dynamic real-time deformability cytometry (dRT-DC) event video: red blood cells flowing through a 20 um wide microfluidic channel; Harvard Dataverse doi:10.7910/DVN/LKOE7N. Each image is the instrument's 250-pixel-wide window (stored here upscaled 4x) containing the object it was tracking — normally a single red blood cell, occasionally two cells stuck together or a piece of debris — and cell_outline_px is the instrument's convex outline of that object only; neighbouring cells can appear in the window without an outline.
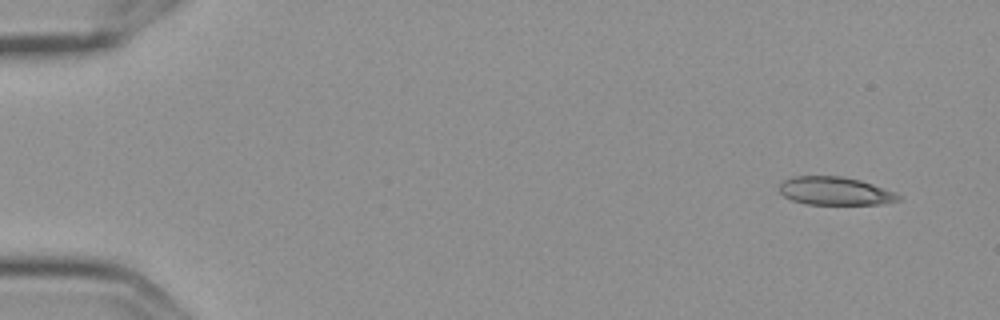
{"species": "Egyptian fruit bat (a non-hibernating species)", "species_latin": "Rousettus aegyptiacus", "temperature_condition": "cold", "stored_images_in_passage": 5, "camera_frame_rate_fps": 3000, "um_per_image_px": 0.085, "frame": {"image": 1, "passage_image": 1, "time_ms": 0.0, "image_size_px": [1000, 320], "cell_outline_px": [[904, 200], [884, 204], [804, 204], [792, 200], [784, 196], [780, 192], [780, 184], [784, 180], [796, 176], [840, 176], [860, 180], [896, 192], [904, 196]], "centroid_in_image_um": [71.06, 16.25], "position_along_channel_um": 13.9, "area_um2": 19.71}}